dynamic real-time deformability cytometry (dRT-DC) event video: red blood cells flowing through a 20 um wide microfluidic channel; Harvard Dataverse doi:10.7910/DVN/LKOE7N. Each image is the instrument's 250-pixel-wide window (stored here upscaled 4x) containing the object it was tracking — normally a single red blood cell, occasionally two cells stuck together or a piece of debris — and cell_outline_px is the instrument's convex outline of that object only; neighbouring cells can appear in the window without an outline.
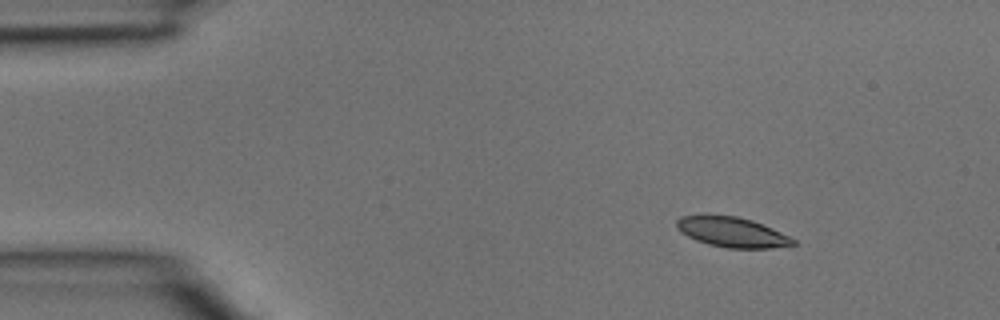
{"species": "common noctule bat (a hibernating species)", "species_latin": "Nyctalus noctula", "temperature_condition": "room temperature", "stored_images_in_passage": 2, "camera_frame_rate_fps": 3000, "um_per_image_px": 0.085, "animal": {"sex": "male", "body_mass_g": 15.6}, "frame": {"image": 1, "passage_image": 1, "time_ms": 0.0, "image_size_px": [1000, 320], "cell_outline_px": [[796, 244], [772, 248], [728, 248], [708, 244], [696, 240], [680, 232], [676, 228], [676, 220], [680, 216], [736, 216], [752, 220], [772, 228], [796, 240]], "centroid_in_image_um": [62.22, 19.74], "position_along_channel_um": 22.8, "area_um2": 20.11}}